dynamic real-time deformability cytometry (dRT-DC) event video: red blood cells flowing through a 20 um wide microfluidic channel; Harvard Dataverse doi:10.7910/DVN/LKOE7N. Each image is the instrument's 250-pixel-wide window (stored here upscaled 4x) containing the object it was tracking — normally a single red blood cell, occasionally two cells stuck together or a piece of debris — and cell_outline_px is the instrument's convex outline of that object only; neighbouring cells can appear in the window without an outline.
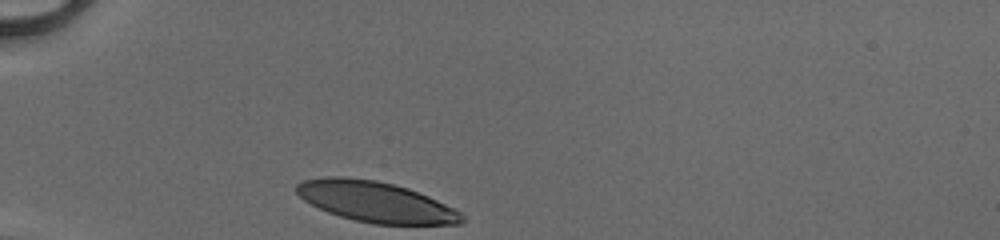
{"species": "human", "species_latin": "Homo sapiens", "temperature_condition": "cold", "stored_images_in_passage": 28, "camera_frame_rate_fps": 3000, "um_per_image_px": 0.085, "donor": {"sex": "male"}, "frame": {"image": 1, "passage_image": 1, "time_ms": 0.0, "image_size_px": [1000, 240], "cell_outline_px": [[464, 220], [460, 224], [372, 224], [340, 216], [328, 212], [304, 200], [296, 192], [296, 184], [304, 180], [324, 176], [344, 176], [376, 180], [408, 188], [428, 196], [460, 212], [464, 216]], "centroid_in_image_um": [31.91, 17.14], "position_along_channel_um": 53.1, "area_um2": 38.84}}
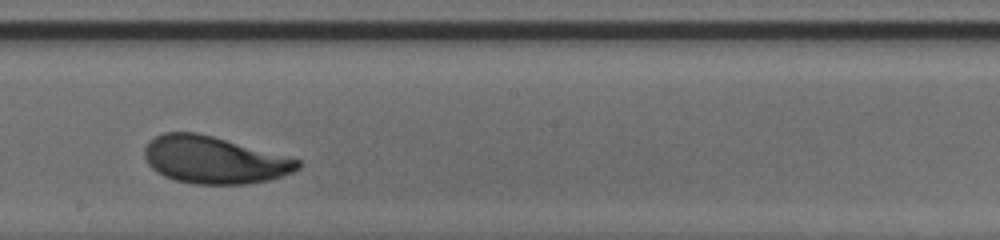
{"frame": {"image": 2, "passage_image": 16, "time_ms": 5.0, "image_size_px": [1000, 240], "cell_outline_px": [[300, 168], [292, 172], [268, 180], [244, 184], [192, 184], [176, 180], [164, 176], [156, 172], [148, 164], [144, 156], [144, 148], [148, 140], [164, 132], [196, 132], [212, 136], [300, 160]], "centroid_in_image_um": [18.14, 13.6], "position_along_channel_um": 230.1, "area_um2": 41.91}}
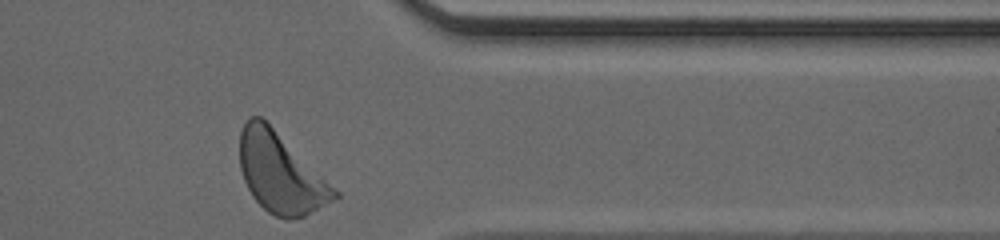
{"frame": {"image": 3, "passage_image": 28, "time_ms": 9.0, "image_size_px": [1000, 240], "cell_outline_px": [[340, 196], [304, 216], [288, 220], [284, 220], [268, 212], [252, 196], [244, 180], [240, 168], [240, 132], [244, 124], [252, 116], [260, 116], [340, 192]], "centroid_in_image_um": [23.84, 14.74], "position_along_channel_um": 387.6, "area_um2": 43.23}, "authors_computed_cell_mechanics": {"area_um2": 41.8472, "velocity_mm_per_s": 4.0856, "shape_relaxation_time_tau1_ms": 1.9805, "shape_relaxation_time_tau2_ms": null, "deformation_change_tau1": 0.1402, "deformation_change_tau2": null}}